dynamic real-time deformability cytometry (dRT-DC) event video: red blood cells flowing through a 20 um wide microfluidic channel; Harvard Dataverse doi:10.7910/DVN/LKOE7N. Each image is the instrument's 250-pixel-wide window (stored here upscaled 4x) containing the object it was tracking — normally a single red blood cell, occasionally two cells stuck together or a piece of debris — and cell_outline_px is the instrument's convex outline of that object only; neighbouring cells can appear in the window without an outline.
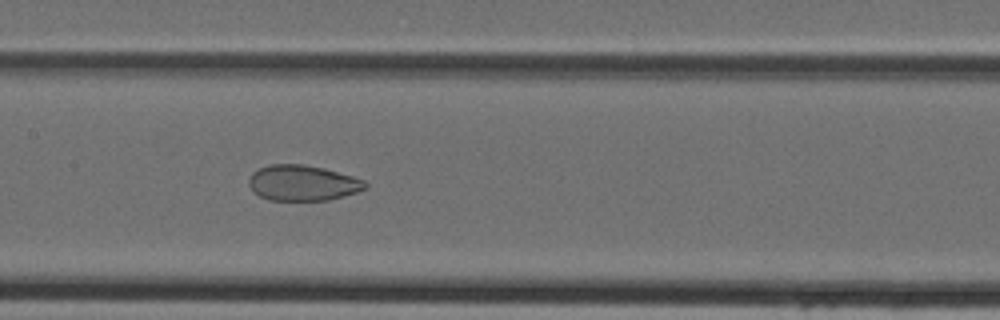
{"species": "Egyptian fruit bat (a non-hibernating species)", "species_latin": "Rousettus aegyptiacus", "temperature_condition": "cold", "stored_images_in_passage": 44, "camera_frame_rate_fps": 3000, "um_per_image_px": 0.085, "animal": {"sex": "female"}, "frame": {"image": 1, "passage_image": 21, "time_ms": 6.667, "image_size_px": [1000, 320], "cell_outline_px": [[368, 184], [364, 188], [356, 192], [344, 196], [328, 200], [268, 200], [252, 192], [248, 184], [248, 180], [252, 172], [260, 168], [272, 164], [304, 164], [324, 168], [352, 176], [364, 180]], "centroid_in_image_um": [25.69, 15.55], "position_along_channel_um": 181.7, "area_um2": 24.16}}
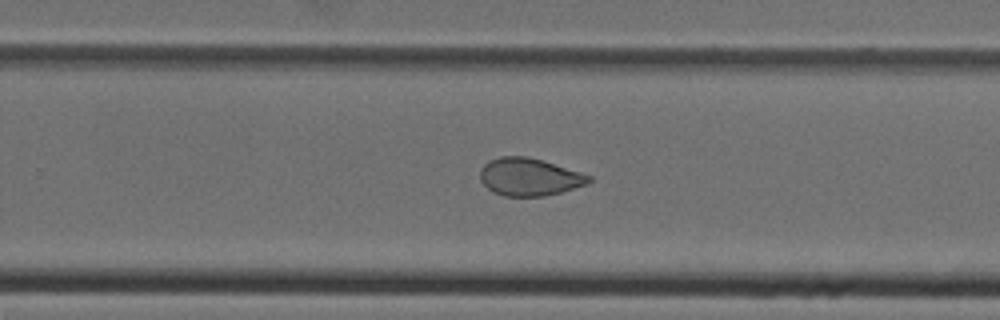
{"frame": {"image": 2, "passage_image": 28, "time_ms": 9.0, "image_size_px": [1000, 320], "cell_outline_px": [[592, 180], [588, 184], [560, 192], [544, 196], [504, 196], [492, 192], [480, 180], [480, 168], [488, 160], [500, 156], [528, 156], [580, 172], [592, 176]], "centroid_in_image_um": [44.97, 15.03], "position_along_channel_um": 284.8, "area_um2": 23.87}}
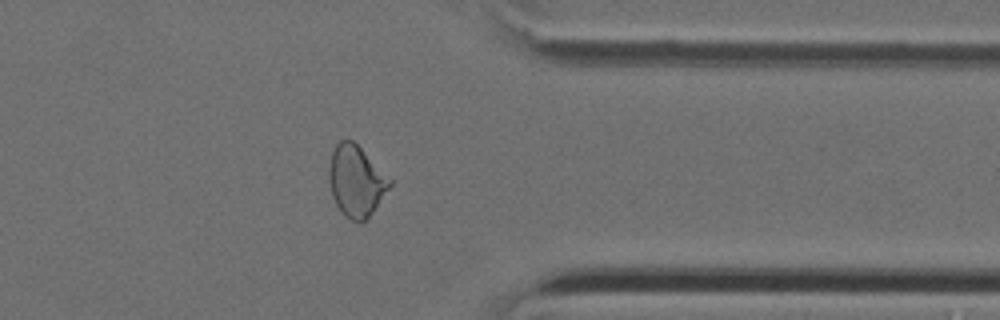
{"frame": {"image": 3, "passage_image": 35, "time_ms": 11.333, "image_size_px": [1000, 320], "cell_outline_px": [[392, 184], [372, 212], [360, 224], [344, 216], [336, 204], [332, 196], [328, 180], [328, 172], [332, 152], [336, 144], [340, 140], [352, 140], [392, 180]], "centroid_in_image_um": [30.25, 15.4], "position_along_channel_um": 381.2, "area_um2": 24.85}}